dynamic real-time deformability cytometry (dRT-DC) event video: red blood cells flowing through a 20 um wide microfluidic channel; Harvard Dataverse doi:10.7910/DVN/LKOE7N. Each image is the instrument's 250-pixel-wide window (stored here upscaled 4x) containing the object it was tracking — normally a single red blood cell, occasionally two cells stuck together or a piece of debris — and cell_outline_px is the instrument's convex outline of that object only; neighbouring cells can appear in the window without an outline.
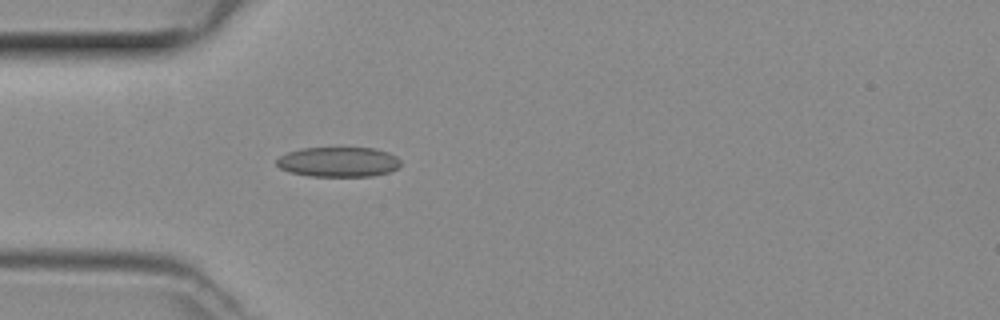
{"species": "common noctule bat (a hibernating species)", "species_latin": "Nyctalus noctula", "temperature_condition": "room temperature", "stored_images_in_passage": 35, "camera_frame_rate_fps": 3000, "um_per_image_px": 0.085, "animal": {"sex": "female", "body_mass_g": 29.2, "forearm_length_mm": 56.3}, "frame": {"image": 1, "passage_image": 1, "time_ms": 0.0, "image_size_px": [1000, 320], "cell_outline_px": [[400, 164], [396, 168], [388, 172], [372, 176], [308, 176], [292, 172], [280, 168], [276, 164], [276, 160], [280, 156], [288, 152], [304, 148], [376, 148], [388, 152], [396, 156], [400, 160]], "centroid_in_image_um": [28.77, 13.76], "position_along_channel_um": 56.2, "area_um2": 21.5}}
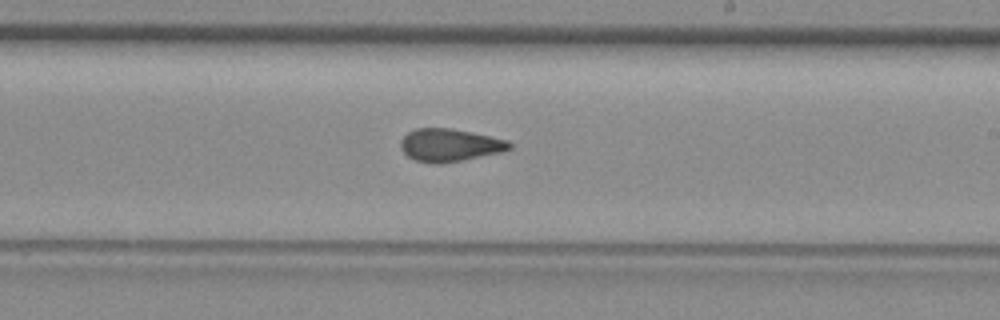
{"frame": {"image": 2, "passage_image": 15, "time_ms": 4.667, "image_size_px": [1000, 320], "cell_outline_px": [[512, 148], [500, 152], [440, 164], [436, 164], [416, 160], [408, 156], [400, 148], [400, 140], [408, 132], [416, 128], [452, 128], [472, 132], [508, 140], [512, 144]], "centroid_in_image_um": [38.21, 12.32], "position_along_channel_um": 250.8, "area_um2": 20.63}}
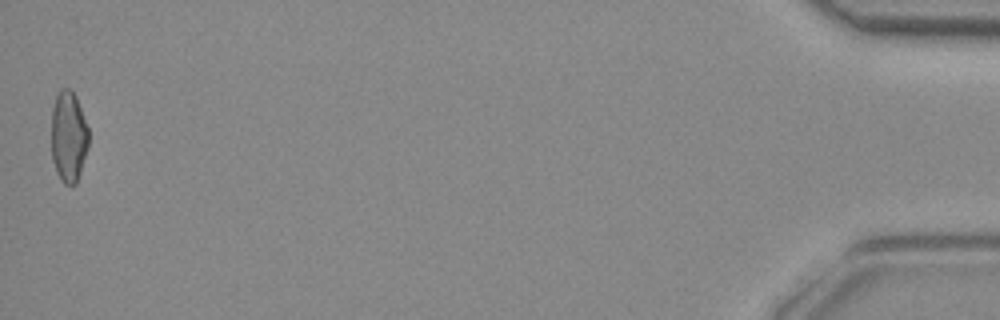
{"frame": {"image": 3, "passage_image": 35, "time_ms": 11.333, "image_size_px": [1000, 320], "cell_outline_px": [[88, 148], [76, 184], [64, 184], [60, 180], [56, 172], [52, 160], [52, 108], [56, 96], [60, 88], [68, 88], [76, 96], [88, 128]], "centroid_in_image_um": [5.82, 11.62], "position_along_channel_um": 429.4, "area_um2": 19.77}}